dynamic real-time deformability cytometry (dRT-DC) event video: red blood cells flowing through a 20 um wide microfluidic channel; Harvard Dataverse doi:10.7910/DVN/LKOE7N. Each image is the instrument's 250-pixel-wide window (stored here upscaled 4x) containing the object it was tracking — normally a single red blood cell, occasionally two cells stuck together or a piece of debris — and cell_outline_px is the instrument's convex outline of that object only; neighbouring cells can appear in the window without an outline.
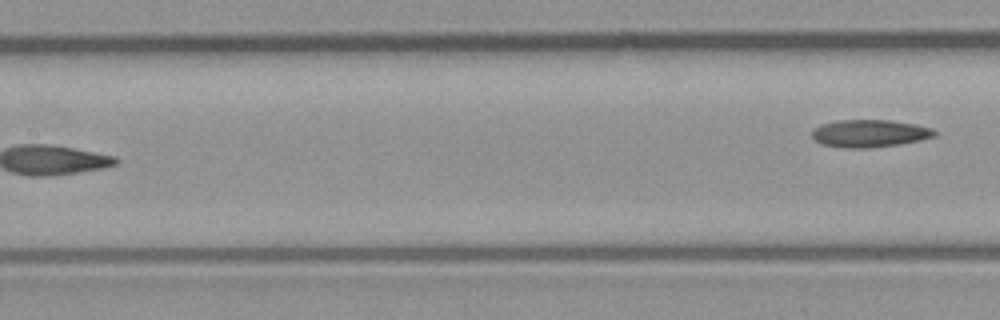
{"species": "common noctule bat (a hibernating species)", "species_latin": "Nyctalus noctula", "temperature_condition": "room temperature", "stored_images_in_passage": 9, "segment_of_instrument_passage": [2, 2], "camera_frame_rate_fps": 3000, "um_per_image_px": 0.085, "animal": {"sex": "male", "body_mass_g": 23.1, "forearm_length_mm": 52.7}, "frame": {"image": 1, "passage_image": 9, "time_ms": 2.667, "image_size_px": [1000, 320], "cell_outline_px": [[936, 136], [920, 140], [900, 144], [864, 148], [848, 148], [820, 144], [812, 136], [812, 128], [820, 124], [836, 120], [888, 120], [916, 124], [932, 128], [936, 132]], "centroid_in_image_um": [73.89, 11.33], "position_along_channel_um": 133.5, "area_um2": 19.71}}